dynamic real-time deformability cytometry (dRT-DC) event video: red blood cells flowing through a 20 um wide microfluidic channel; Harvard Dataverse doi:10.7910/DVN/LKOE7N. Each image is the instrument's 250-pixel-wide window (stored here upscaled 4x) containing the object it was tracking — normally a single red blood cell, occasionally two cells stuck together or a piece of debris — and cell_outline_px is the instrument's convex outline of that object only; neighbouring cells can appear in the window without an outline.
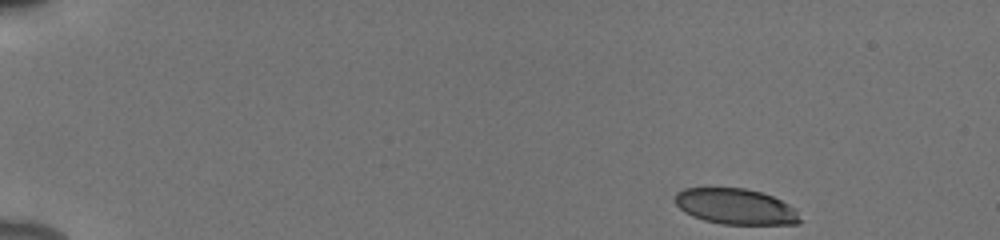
{"species": "human", "species_latin": "Homo sapiens", "temperature_condition": "cold", "stored_images_in_passage": 48, "camera_frame_rate_fps": 3000, "um_per_image_px": 0.085, "donor": {"sex": "male"}, "frame": {"image": 1, "passage_image": 1, "time_ms": 0.0, "image_size_px": [1000, 240], "cell_outline_px": [[804, 220], [796, 224], [724, 224], [704, 220], [692, 216], [684, 212], [676, 204], [676, 192], [684, 188], [744, 188], [760, 192], [772, 196], [796, 208]], "centroid_in_image_um": [62.57, 17.56], "position_along_channel_um": 22.4, "area_um2": 26.07}}
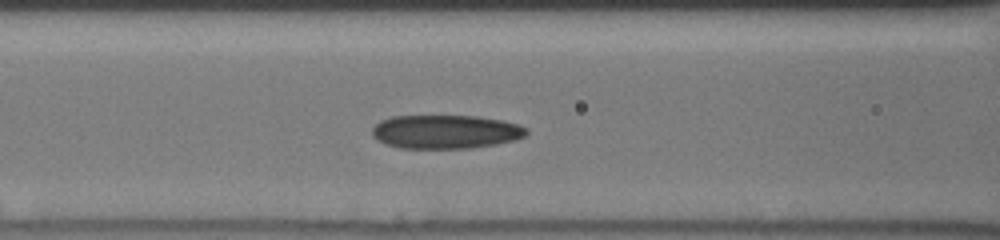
{"frame": {"image": 2, "passage_image": 19, "time_ms": 6.0, "image_size_px": [1000, 240], "cell_outline_px": [[528, 132], [524, 136], [512, 140], [496, 144], [468, 148], [400, 148], [388, 144], [372, 136], [372, 128], [380, 120], [392, 116], [476, 116], [500, 120], [516, 124], [528, 128]], "centroid_in_image_um": [37.86, 11.19], "position_along_channel_um": 128.7, "area_um2": 30.06}}
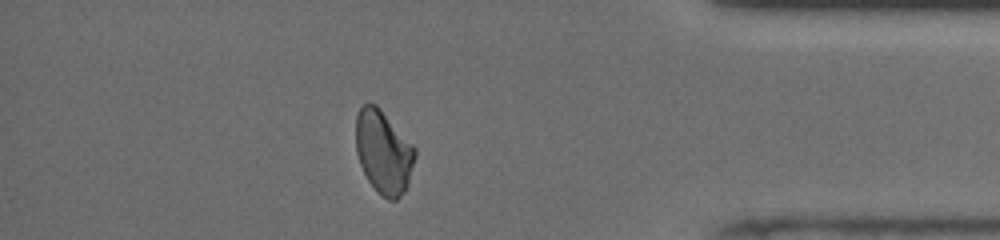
{"frame": {"image": 3, "passage_image": 42, "time_ms": 13.667, "image_size_px": [1000, 240], "cell_outline_px": [[416, 156], [408, 184], [404, 192], [396, 200], [388, 200], [368, 180], [360, 164], [356, 152], [356, 116], [360, 108], [364, 104], [376, 104], [380, 108], [416, 148]], "centroid_in_image_um": [32.61, 12.91], "position_along_channel_um": 402.6, "area_um2": 28.44}, "authors_computed_cell_mechanics": {"area_um2": 29.2757, "velocity_mm_per_s": 3.8953, "shape_relaxation_time_tau1_ms": null, "shape_relaxation_time_tau2_ms": 1.9965, "deformation_change_tau1": null, "deformation_change_tau2": 0.0803}}